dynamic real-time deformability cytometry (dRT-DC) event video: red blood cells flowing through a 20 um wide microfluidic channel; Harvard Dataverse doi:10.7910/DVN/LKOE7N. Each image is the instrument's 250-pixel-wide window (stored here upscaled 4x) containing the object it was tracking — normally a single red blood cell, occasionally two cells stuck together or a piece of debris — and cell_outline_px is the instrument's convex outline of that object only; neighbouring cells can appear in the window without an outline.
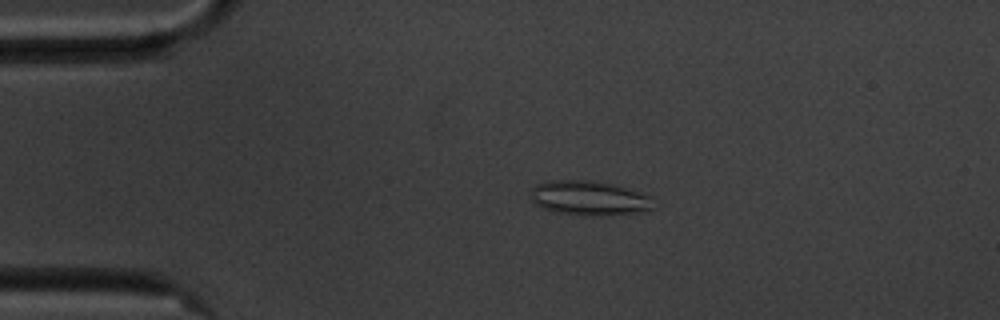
{"species": "common noctule bat (a hibernating species)", "species_latin": "Nyctalus noctula", "temperature_condition": "cold", "stored_images_in_passage": 54, "camera_frame_rate_fps": 3000, "um_per_image_px": 0.085, "animal": {"sex": "male", "body_mass_g": 20.1, "forearm_length_mm": 53.5}, "frame": {"image": 1, "passage_image": 9, "time_ms": 2.667, "image_size_px": [1000, 320], "cell_outline_px": [[660, 204], [656, 208], [636, 212], [608, 216], [584, 216], [556, 212], [544, 208], [536, 204], [532, 200], [532, 188], [536, 184], [544, 180], [592, 180], [612, 184], [628, 188], [652, 196]], "centroid_in_image_um": [50.17, 16.84], "position_along_channel_um": 34.8, "area_um2": 25.32}}
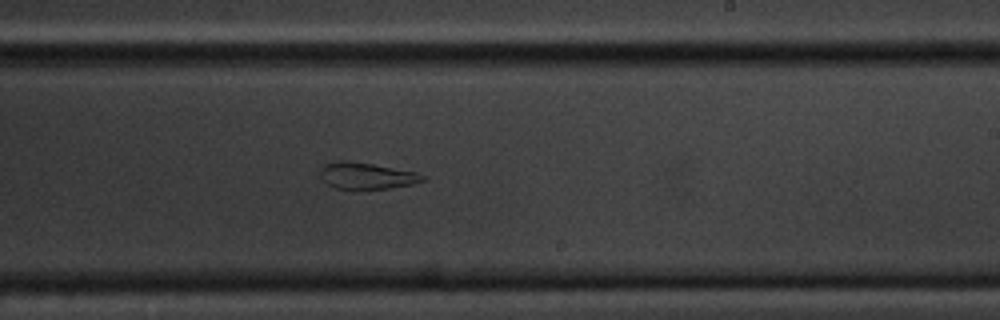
{"frame": {"image": 2, "passage_image": 31, "time_ms": 10.0, "image_size_px": [1000, 320], "cell_outline_px": [[428, 180], [412, 184], [388, 188], [336, 188], [328, 184], [320, 176], [320, 168], [324, 164], [340, 160], [348, 160], [372, 164], [416, 172], [428, 176]], "centroid_in_image_um": [31.19, 14.92], "position_along_channel_um": 257.8, "area_um2": 15.72}}
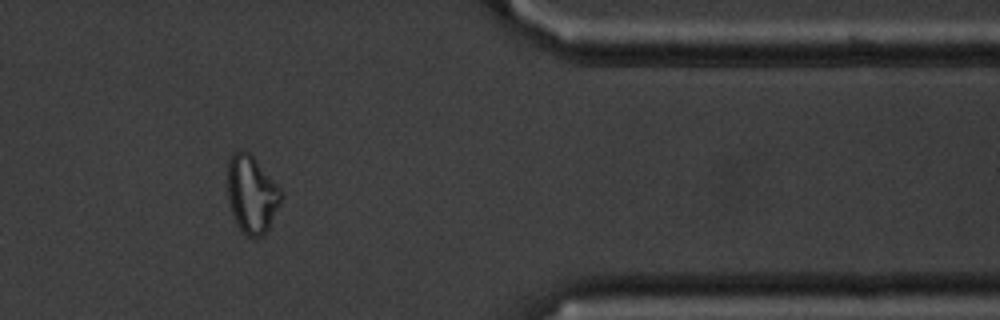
{"frame": {"image": 3, "passage_image": 44, "time_ms": 14.333, "image_size_px": [1000, 320], "cell_outline_px": [[284, 196], [264, 236], [256, 240], [252, 240], [236, 224], [232, 216], [228, 200], [228, 160], [232, 152], [240, 148], [248, 152], [256, 160], [284, 192]], "centroid_in_image_um": [21.4, 16.53], "position_along_channel_um": 390.0, "area_um2": 24.62}, "authors_computed_cell_mechanics": {"area_um2": 23.3801, "velocity_mm_per_s": 3.5413, "shape_relaxation_time_tau1_ms": null, "shape_relaxation_time_tau2_ms": 2.3389, "deformation_change_tau1": null, "deformation_change_tau2": 0.0912}}